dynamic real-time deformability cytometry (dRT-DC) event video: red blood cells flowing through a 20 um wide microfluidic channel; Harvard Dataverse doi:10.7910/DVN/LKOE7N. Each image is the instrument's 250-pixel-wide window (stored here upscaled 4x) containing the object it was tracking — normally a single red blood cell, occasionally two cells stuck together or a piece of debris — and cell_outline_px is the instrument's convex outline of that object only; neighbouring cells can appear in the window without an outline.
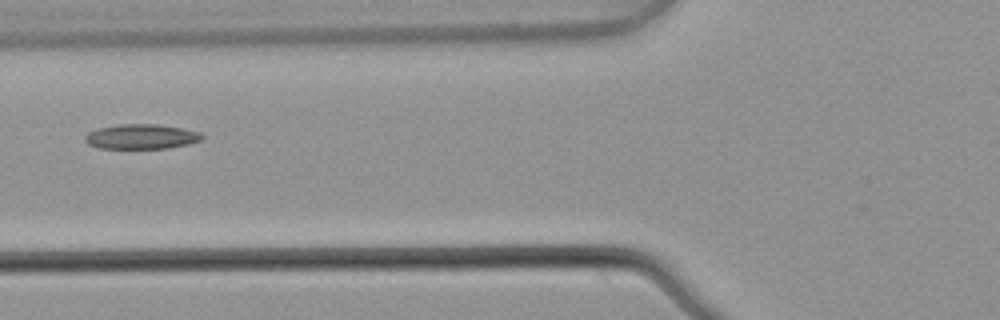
{"species": "common noctule bat (a hibernating species)", "species_latin": "Nyctalus noctula", "temperature_condition": "warm", "stored_images_in_passage": 3, "camera_frame_rate_fps": 3000, "um_per_image_px": 0.085, "animal": {"sex": "male", "body_mass_g": 21.5, "forearm_length_mm": 52.0}, "frame": {"image": 1, "passage_image": 3, "time_ms": 0.667, "image_size_px": [1000, 320], "cell_outline_px": [[204, 136], [200, 140], [188, 144], [168, 148], [100, 148], [88, 144], [84, 140], [84, 136], [88, 132], [96, 128], [116, 124], [156, 124], [184, 128], [200, 132]], "centroid_in_image_um": [11.99, 11.6], "position_along_channel_um": 113.8, "area_um2": 17.05}}